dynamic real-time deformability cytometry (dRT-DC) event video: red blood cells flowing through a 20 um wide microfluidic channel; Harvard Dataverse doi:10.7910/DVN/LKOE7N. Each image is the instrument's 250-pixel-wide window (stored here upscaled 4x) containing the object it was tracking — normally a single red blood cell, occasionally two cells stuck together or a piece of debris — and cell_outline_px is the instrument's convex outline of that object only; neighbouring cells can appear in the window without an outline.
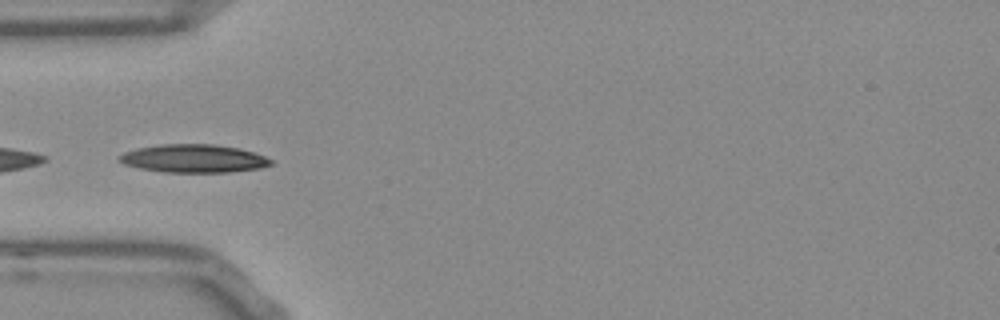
{"species": "Egyptian fruit bat (a non-hibernating species)", "species_latin": "Rousettus aegyptiacus", "temperature_condition": "room temperature", "stored_images_in_passage": 24, "camera_frame_rate_fps": 3000, "um_per_image_px": 0.085, "frame": {"image": 1, "passage_image": 13, "time_ms": 4.0, "image_size_px": [1000, 320], "cell_outline_px": [[272, 164], [260, 168], [228, 172], [164, 172], [140, 168], [124, 164], [116, 156], [124, 152], [140, 148], [164, 144], [212, 144], [240, 148], [264, 156], [272, 160]], "centroid_in_image_um": [16.46, 13.47], "position_along_channel_um": 68.5, "area_um2": 24.62}}